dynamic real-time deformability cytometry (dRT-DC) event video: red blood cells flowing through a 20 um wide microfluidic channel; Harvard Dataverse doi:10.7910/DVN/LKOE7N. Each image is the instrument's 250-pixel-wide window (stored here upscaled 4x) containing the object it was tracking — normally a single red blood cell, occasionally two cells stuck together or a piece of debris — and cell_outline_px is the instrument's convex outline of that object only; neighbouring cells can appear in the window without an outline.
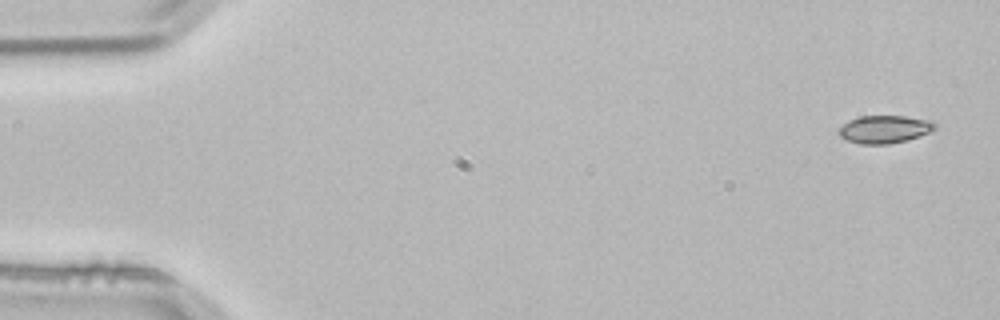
{"species": "common noctule bat (a hibernating species)", "species_latin": "Nyctalus noctula", "temperature_condition": "room temperature", "stored_images_in_passage": 4, "camera_frame_rate_fps": 3000, "um_per_image_px": 0.085, "animal": {"sex": "male", "body_mass_g": 21.5, "forearm_length_mm": 52.0}, "frame": {"image": 1, "passage_image": 1, "time_ms": 0.0, "image_size_px": [1000, 320], "cell_outline_px": [[936, 128], [920, 136], [908, 140], [888, 144], [860, 144], [848, 140], [840, 136], [836, 132], [848, 120], [860, 116], [904, 116], [932, 120], [936, 124]], "centroid_in_image_um": [75.19, 10.98], "position_along_channel_um": 9.8, "area_um2": 15.61}}